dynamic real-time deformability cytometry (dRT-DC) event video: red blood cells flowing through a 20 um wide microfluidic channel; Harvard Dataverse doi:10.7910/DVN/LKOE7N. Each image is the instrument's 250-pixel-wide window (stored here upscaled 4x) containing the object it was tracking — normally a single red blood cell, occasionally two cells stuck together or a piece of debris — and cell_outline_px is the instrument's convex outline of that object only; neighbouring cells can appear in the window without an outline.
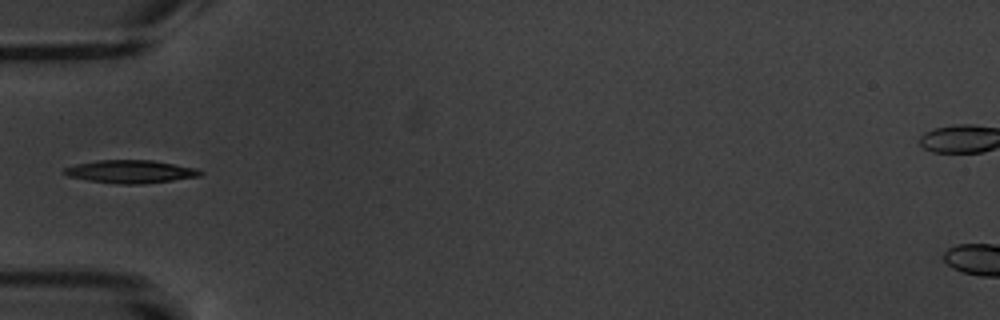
{"species": "common noctule bat (a hibernating species)", "species_latin": "Nyctalus noctula", "temperature_condition": "warm", "stored_images_in_passage": 5, "camera_frame_rate_fps": 3000, "um_per_image_px": 0.085, "animal": {"sex": "male", "body_mass_g": 20.1, "forearm_length_mm": 53.5}, "frame": {"image": 1, "passage_image": 1, "time_ms": 0.0, "image_size_px": [1000, 320], "cell_outline_px": [[204, 172], [200, 176], [172, 180], [140, 184], [120, 184], [88, 180], [68, 176], [64, 172], [64, 168], [76, 164], [100, 160], [152, 160], [196, 168]], "centroid_in_image_um": [11.11, 14.58], "position_along_channel_um": 73.9, "area_um2": 17.98}}
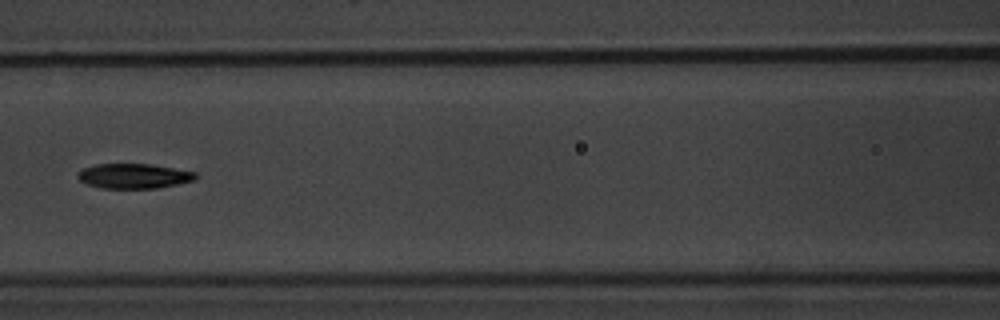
{"frame": {"image": 2, "passage_image": 3, "time_ms": 2.333, "image_size_px": [1000, 320], "cell_outline_px": [[196, 180], [156, 188], [100, 188], [88, 184], [80, 180], [76, 176], [84, 168], [96, 164], [152, 164], [196, 172]], "centroid_in_image_um": [11.39, 14.96], "position_along_channel_um": 155.2, "area_um2": 16.94}}